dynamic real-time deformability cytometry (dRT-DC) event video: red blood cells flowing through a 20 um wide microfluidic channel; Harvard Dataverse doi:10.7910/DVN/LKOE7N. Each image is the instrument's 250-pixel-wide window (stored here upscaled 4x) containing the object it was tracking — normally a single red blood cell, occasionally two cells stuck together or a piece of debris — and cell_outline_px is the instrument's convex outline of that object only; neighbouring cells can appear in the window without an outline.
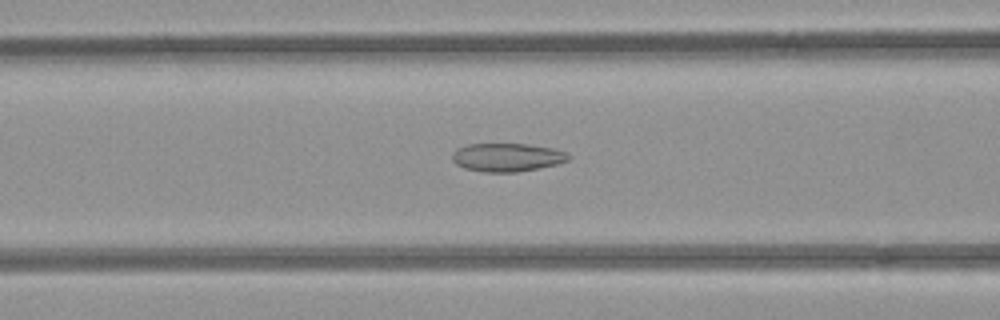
{"species": "common noctule bat (a hibernating species)", "species_latin": "Nyctalus noctula", "temperature_condition": "room temperature", "stored_images_in_passage": 37, "camera_frame_rate_fps": 3000, "um_per_image_px": 0.085, "animal": {"sex": "female", "body_mass_g": 21.9}, "frame": {"image": 1, "passage_image": 6, "time_ms": 1.667, "image_size_px": [1000, 320], "cell_outline_px": [[572, 156], [568, 160], [556, 164], [516, 172], [484, 172], [464, 168], [456, 164], [452, 160], [452, 152], [456, 148], [468, 144], [528, 144], [552, 148], [564, 152]], "centroid_in_image_um": [43.06, 13.37], "position_along_channel_um": 123.5, "area_um2": 19.13}}
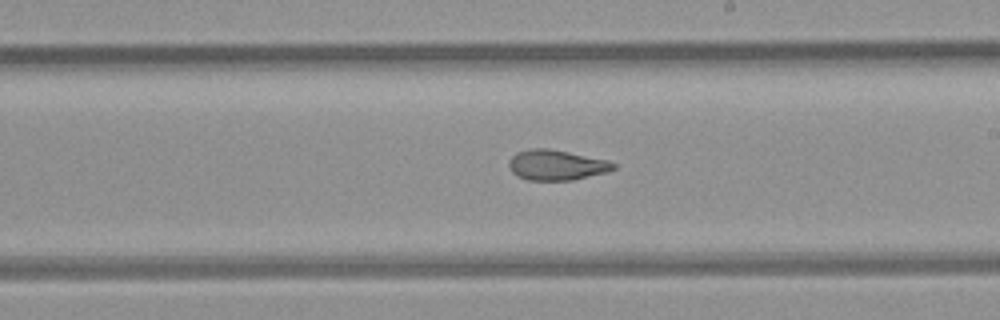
{"frame": {"image": 2, "passage_image": 15, "time_ms": 4.667, "image_size_px": [1000, 320], "cell_outline_px": [[616, 168], [608, 172], [572, 180], [528, 180], [512, 172], [508, 164], [508, 160], [516, 152], [532, 148], [548, 148], [608, 160], [616, 164]], "centroid_in_image_um": [47.3, 14.02], "position_along_channel_um": 241.7, "area_um2": 18.44}}
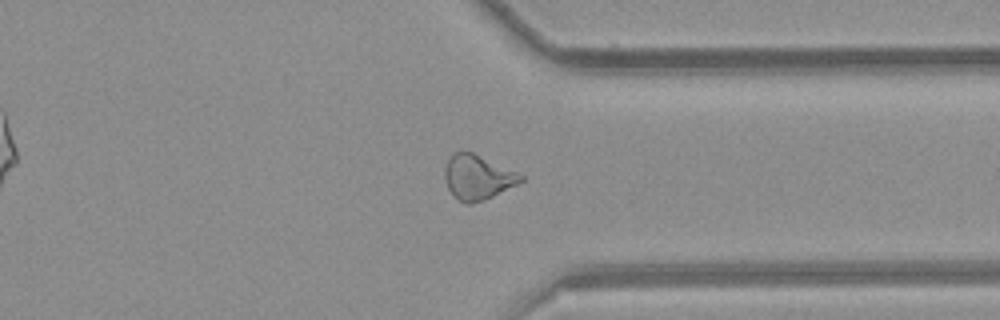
{"frame": {"image": 3, "passage_image": 25, "time_ms": 8.0, "image_size_px": [1000, 320], "cell_outline_px": [[524, 180], [484, 200], [468, 204], [464, 204], [448, 188], [444, 180], [444, 168], [452, 152], [472, 152], [516, 172], [524, 176]], "centroid_in_image_um": [40.56, 15.06], "position_along_channel_um": 370.8, "area_um2": 19.36}, "authors_computed_cell_mechanics": {"area_um2": 19.1318, "velocity_mm_per_s": 3.9323, "shape_relaxation_time_tau1_ms": null, "shape_relaxation_time_tau2_ms": 2.3069, "deformation_change_tau1": null, "deformation_change_tau2": 0.0859}}